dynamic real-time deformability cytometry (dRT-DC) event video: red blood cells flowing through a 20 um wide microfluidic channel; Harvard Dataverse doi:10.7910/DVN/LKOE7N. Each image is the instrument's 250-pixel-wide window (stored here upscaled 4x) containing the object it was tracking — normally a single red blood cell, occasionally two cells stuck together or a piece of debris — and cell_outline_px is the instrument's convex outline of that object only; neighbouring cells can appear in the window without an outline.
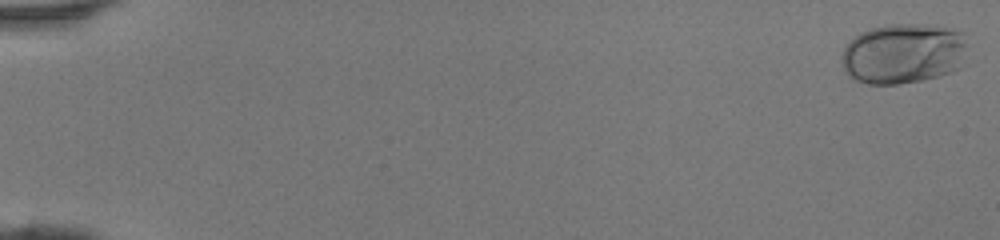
{"species": "human", "species_latin": "Homo sapiens", "temperature_condition": "room temperature", "stored_images_in_passage": 47, "camera_frame_rate_fps": 3000, "um_per_image_px": 0.085, "donor": {"sex": "female"}, "frame": {"image": 1, "passage_image": 1, "time_ms": 0.0, "image_size_px": [1000, 240], "cell_outline_px": [[968, 44], [960, 68], [952, 72], [940, 76], [924, 80], [896, 84], [868, 84], [852, 80], [848, 76], [844, 68], [840, 56], [844, 48], [860, 32], [872, 28], [888, 24], [936, 24], [964, 32]], "centroid_in_image_um": [76.82, 4.55], "position_along_channel_um": 8.2, "area_um2": 45.08}}
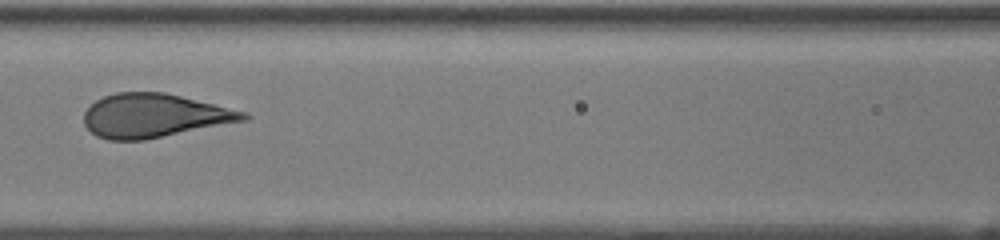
{"frame": {"image": 2, "passage_image": 23, "time_ms": 7.333, "image_size_px": [1000, 240], "cell_outline_px": [[252, 116], [248, 120], [144, 140], [108, 140], [96, 136], [84, 124], [84, 112], [96, 100], [104, 96], [116, 92], [164, 92], [248, 112]], "centroid_in_image_um": [13.13, 9.83], "position_along_channel_um": 153.5, "area_um2": 40.63}}
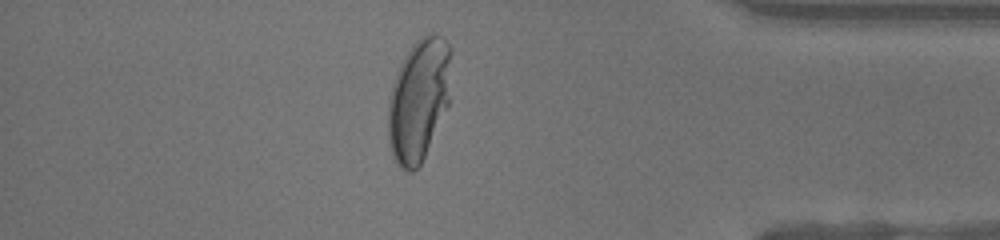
{"frame": {"image": 3, "passage_image": 41, "time_ms": 13.333, "image_size_px": [1000, 240], "cell_outline_px": [[452, 52], [448, 104], [424, 156], [420, 164], [412, 172], [408, 172], [400, 168], [396, 164], [392, 156], [388, 144], [388, 100], [392, 84], [396, 72], [404, 56], [412, 44], [420, 36], [428, 32], [436, 32], [452, 48]], "centroid_in_image_um": [35.57, 8.44], "position_along_channel_um": 399.6, "area_um2": 45.43}}